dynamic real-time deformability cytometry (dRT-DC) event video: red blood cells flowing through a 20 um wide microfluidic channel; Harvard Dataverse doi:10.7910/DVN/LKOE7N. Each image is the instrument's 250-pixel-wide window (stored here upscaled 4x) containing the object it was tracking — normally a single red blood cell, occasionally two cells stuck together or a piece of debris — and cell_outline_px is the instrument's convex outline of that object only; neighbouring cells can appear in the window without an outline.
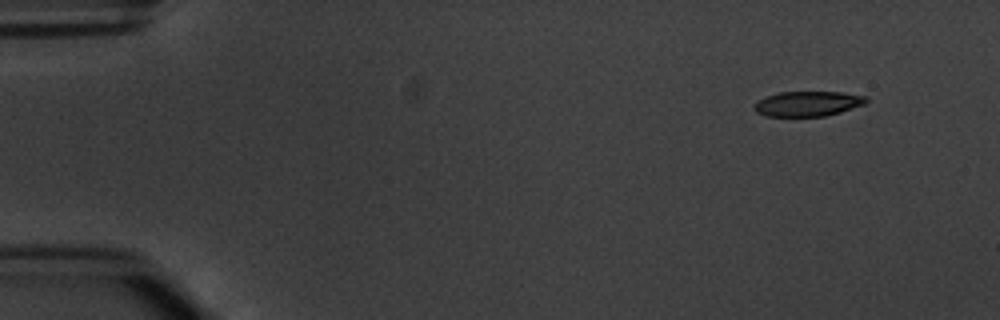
{"species": "common noctule bat (a hibernating species)", "species_latin": "Nyctalus noctula", "temperature_condition": "warm", "stored_images_in_passage": 4, "camera_frame_rate_fps": 3000, "um_per_image_px": 0.085, "animal": {"sex": "male", "body_mass_g": 20.1, "forearm_length_mm": 53.5}, "frame": {"image": 1, "passage_image": 1, "time_ms": 0.0, "image_size_px": [1000, 320], "cell_outline_px": [[868, 100], [864, 104], [840, 112], [824, 116], [764, 116], [756, 112], [752, 108], [752, 104], [756, 100], [780, 92], [840, 92], [868, 96]], "centroid_in_image_um": [68.62, 8.81], "position_along_channel_um": 16.4, "area_um2": 16.42}}
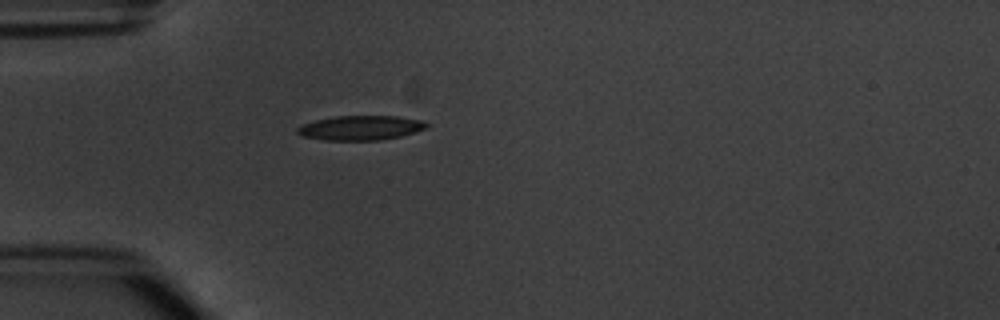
{"frame": {"image": 2, "passage_image": 4, "time_ms": 3.667, "image_size_px": [1000, 320], "cell_outline_px": [[428, 128], [416, 132], [400, 136], [380, 140], [324, 140], [304, 136], [296, 132], [296, 128], [304, 124], [316, 120], [336, 116], [396, 116], [424, 120], [428, 124]], "centroid_in_image_um": [30.7, 10.86], "position_along_channel_um": 54.3, "area_um2": 18.44}}